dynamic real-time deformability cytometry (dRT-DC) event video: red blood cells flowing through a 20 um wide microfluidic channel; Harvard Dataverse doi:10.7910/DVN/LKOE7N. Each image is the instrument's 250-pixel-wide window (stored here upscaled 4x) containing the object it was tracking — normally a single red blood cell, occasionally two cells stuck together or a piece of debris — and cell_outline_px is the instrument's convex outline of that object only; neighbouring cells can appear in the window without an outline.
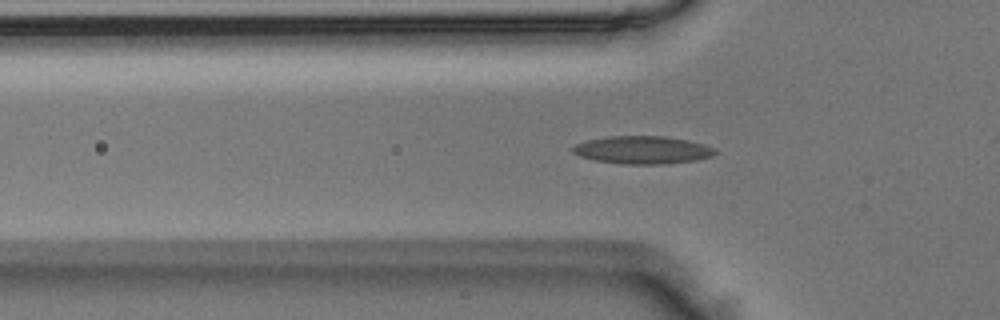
{"species": "Egyptian fruit bat (a non-hibernating species)", "species_latin": "Rousettus aegyptiacus", "temperature_condition": "room temperature", "stored_images_in_passage": 39, "segment_of_instrument_passage": [1, 2], "camera_frame_rate_fps": 3000, "um_per_image_px": 0.085, "animal": {"sex": "male"}, "frame": {"image": 1, "passage_image": 4, "time_ms": 1.0, "image_size_px": [1000, 320], "cell_outline_px": [[716, 152], [712, 156], [696, 160], [664, 164], [624, 164], [596, 160], [580, 156], [572, 152], [572, 148], [576, 144], [588, 140], [608, 136], [664, 136], [688, 140], [704, 144], [716, 148]], "centroid_in_image_um": [54.64, 12.74], "position_along_channel_um": 71.2, "area_um2": 23.0}}
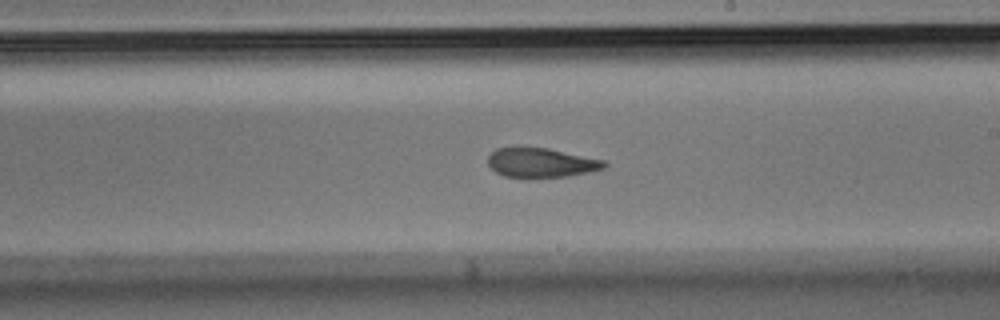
{"frame": {"image": 2, "passage_image": 17, "time_ms": 5.333, "image_size_px": [1000, 320], "cell_outline_px": [[608, 164], [604, 168], [568, 176], [528, 180], [504, 176], [496, 172], [488, 164], [488, 156], [496, 148], [520, 144], [548, 148], [604, 160]], "centroid_in_image_um": [45.91, 13.82], "position_along_channel_um": 243.1, "area_um2": 20.98}}
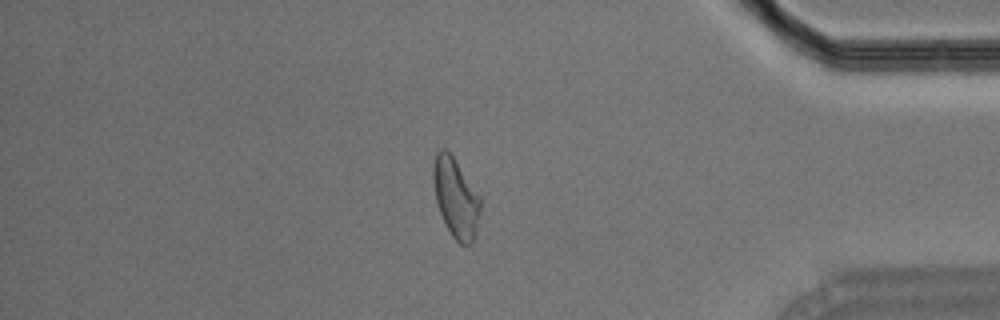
{"frame": {"image": 3, "passage_image": 31, "time_ms": 10.0, "image_size_px": [1000, 320], "cell_outline_px": [[480, 212], [472, 244], [460, 244], [452, 236], [440, 212], [436, 200], [432, 176], [432, 168], [436, 152], [440, 148], [444, 148], [452, 156], [480, 196]], "centroid_in_image_um": [38.72, 16.8], "position_along_channel_um": 396.5, "area_um2": 21.39}}